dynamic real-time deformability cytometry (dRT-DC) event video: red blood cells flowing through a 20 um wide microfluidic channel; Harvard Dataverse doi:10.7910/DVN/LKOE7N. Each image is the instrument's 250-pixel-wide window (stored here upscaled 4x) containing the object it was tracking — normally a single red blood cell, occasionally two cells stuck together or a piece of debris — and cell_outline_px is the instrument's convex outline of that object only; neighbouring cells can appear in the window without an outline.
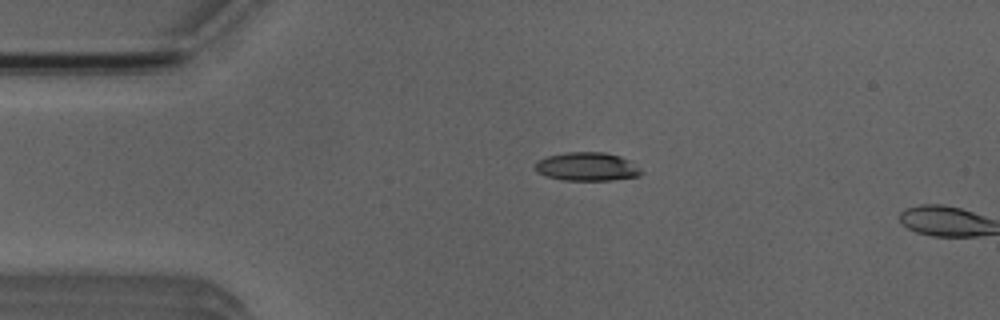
{"species": "Egyptian fruit bat (a non-hibernating species)", "species_latin": "Rousettus aegyptiacus", "temperature_condition": "room temperature", "stored_images_in_passage": 5, "camera_frame_rate_fps": 3000, "um_per_image_px": 0.085, "animal": {"sex": "male"}, "frame": {"image": 1, "passage_image": 4, "time_ms": 3.333, "image_size_px": [1000, 320], "cell_outline_px": [[644, 172], [640, 176], [612, 180], [564, 180], [544, 176], [536, 172], [536, 160], [548, 156], [564, 152], [604, 152], [620, 156], [632, 160]], "centroid_in_image_um": [49.93, 14.16], "position_along_channel_um": 35.1, "area_um2": 17.92}}